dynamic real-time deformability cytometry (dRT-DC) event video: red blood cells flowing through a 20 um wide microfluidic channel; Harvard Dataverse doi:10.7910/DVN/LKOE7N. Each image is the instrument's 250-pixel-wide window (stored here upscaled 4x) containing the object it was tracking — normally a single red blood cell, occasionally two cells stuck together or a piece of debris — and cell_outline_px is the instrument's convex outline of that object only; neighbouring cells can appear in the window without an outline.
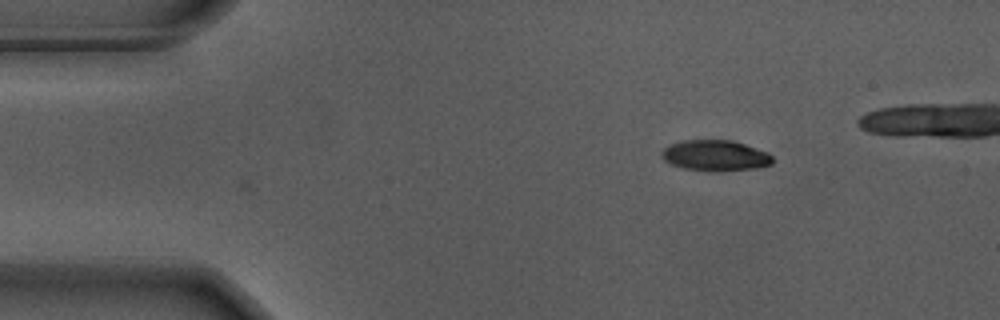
{"species": "Egyptian fruit bat (a non-hibernating species)", "species_latin": "Rousettus aegyptiacus", "temperature_condition": "warm", "stored_images_in_passage": 3, "camera_frame_rate_fps": 3000, "um_per_image_px": 0.085, "animal": {"sex": "male"}, "frame": {"image": 1, "passage_image": 3, "time_ms": 0.667, "image_size_px": [1000, 320], "cell_outline_px": [[772, 164], [752, 168], [720, 172], [708, 172], [684, 168], [672, 164], [664, 160], [660, 152], [668, 144], [684, 140], [732, 140], [768, 152], [772, 156]], "centroid_in_image_um": [60.77, 13.22], "position_along_channel_um": 24.2, "area_um2": 20.0}}